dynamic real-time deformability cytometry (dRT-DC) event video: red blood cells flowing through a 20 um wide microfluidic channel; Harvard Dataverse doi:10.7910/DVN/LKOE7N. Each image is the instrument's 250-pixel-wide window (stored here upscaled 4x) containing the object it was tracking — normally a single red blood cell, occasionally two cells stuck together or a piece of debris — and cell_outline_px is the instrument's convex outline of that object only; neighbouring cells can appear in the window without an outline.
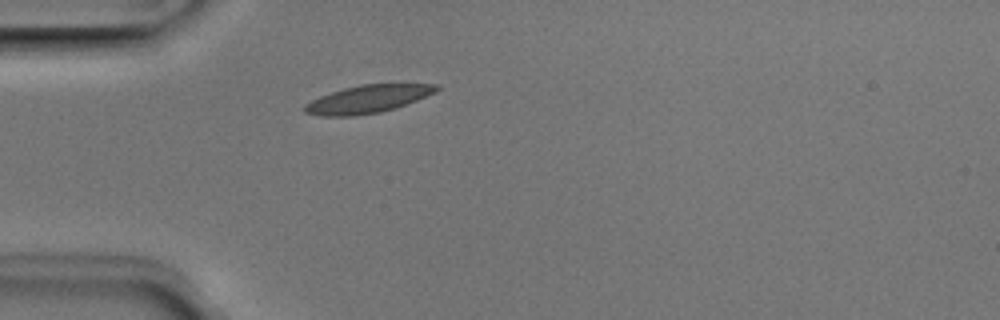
{"species": "Egyptian fruit bat (a non-hibernating species)", "species_latin": "Rousettus aegyptiacus", "temperature_condition": "room temperature", "stored_images_in_passage": 33, "camera_frame_rate_fps": 3000, "um_per_image_px": 0.085, "animal": {"sex": "male"}, "frame": {"image": 1, "passage_image": 1, "time_ms": 0.0, "image_size_px": [1000, 320], "cell_outline_px": [[440, 88], [436, 92], [396, 108], [380, 112], [352, 116], [320, 116], [304, 112], [304, 104], [320, 96], [344, 88], [360, 84], [440, 84]], "centroid_in_image_um": [31.26, 8.42], "position_along_channel_um": 53.7, "area_um2": 21.27}}
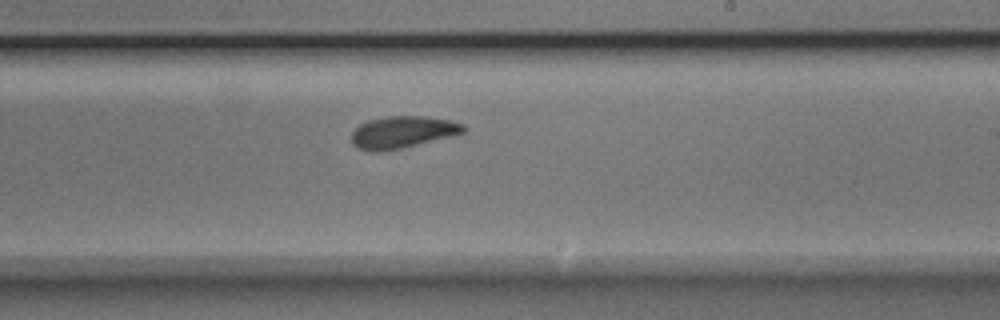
{"frame": {"image": 2, "passage_image": 17, "time_ms": 5.333, "image_size_px": [1000, 320], "cell_outline_px": [[464, 132], [460, 136], [380, 152], [372, 152], [356, 148], [352, 144], [352, 132], [360, 124], [368, 120], [388, 116], [424, 116], [448, 120], [464, 124]], "centroid_in_image_um": [34.24, 11.25], "position_along_channel_um": 254.8, "area_um2": 21.21}}
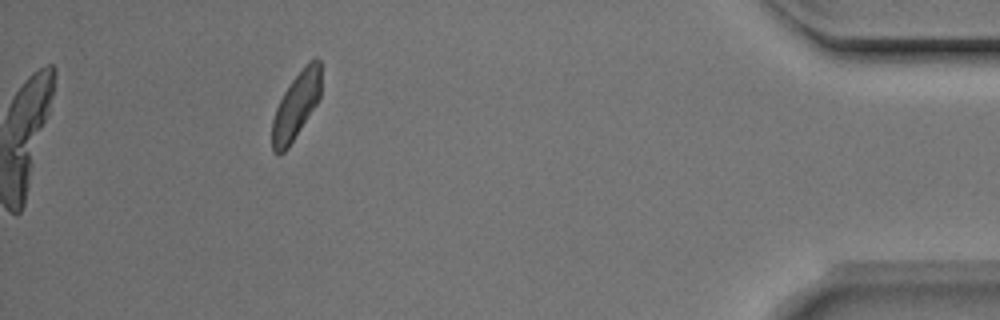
{"frame": {"image": 3, "passage_image": 33, "time_ms": 10.667, "image_size_px": [1000, 320], "cell_outline_px": [[320, 96], [316, 104], [288, 148], [284, 152], [276, 156], [272, 152], [272, 120], [276, 108], [284, 92], [292, 80], [308, 60], [316, 56], [320, 60]], "centroid_in_image_um": [25.15, 8.98], "position_along_channel_um": 410.0, "area_um2": 18.9}, "authors_computed_cell_mechanics": {"area_um2": 20.8658, "velocity_mm_per_s": 3.9476, "shape_relaxation_time_tau1_ms": 3.3034, "shape_relaxation_time_tau2_ms": 1.5671, "deformation_change_tau1": 0.1118, "deformation_change_tau2": 0.0583}}